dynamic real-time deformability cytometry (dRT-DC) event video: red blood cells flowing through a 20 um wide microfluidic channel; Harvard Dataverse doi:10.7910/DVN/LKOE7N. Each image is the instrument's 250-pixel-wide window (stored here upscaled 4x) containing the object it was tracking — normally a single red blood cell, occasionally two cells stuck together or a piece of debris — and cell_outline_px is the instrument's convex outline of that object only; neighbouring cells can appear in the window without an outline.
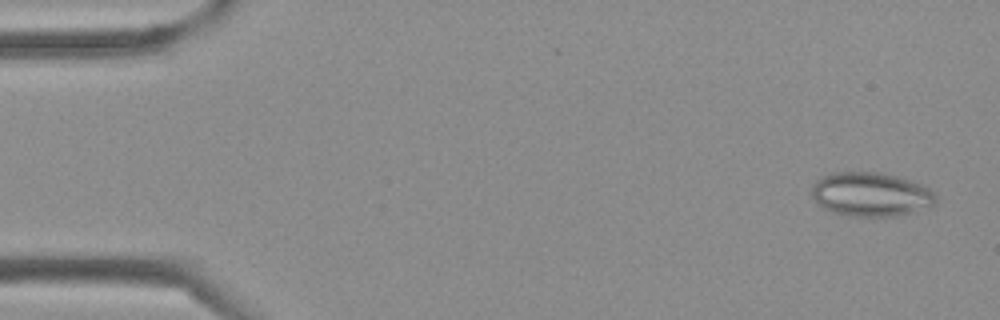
{"species": "Egyptian fruit bat (a non-hibernating species)", "species_latin": "Rousettus aegyptiacus", "temperature_condition": "cold", "stored_images_in_passage": 41, "camera_frame_rate_fps": 3000, "um_per_image_px": 0.085, "frame": {"image": 1, "passage_image": 2, "time_ms": 0.333, "image_size_px": [1000, 320], "cell_outline_px": [[936, 204], [932, 208], [896, 216], [852, 216], [832, 212], [824, 208], [812, 196], [812, 184], [816, 180], [832, 172], [880, 172], [912, 180], [936, 192]], "centroid_in_image_um": [74.08, 16.52], "position_along_channel_um": 10.9, "area_um2": 32.14}}
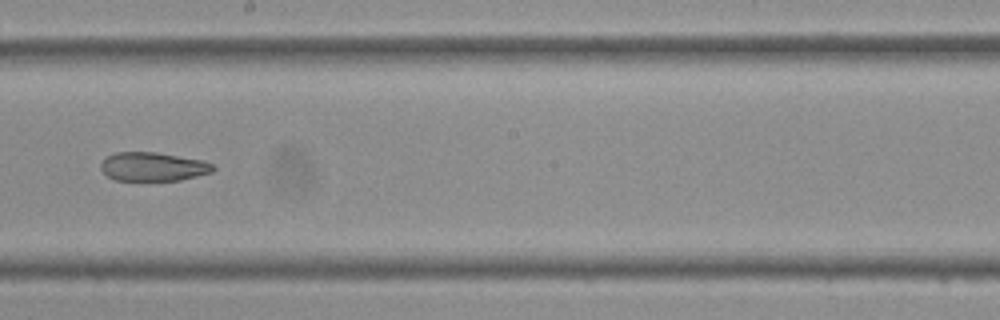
{"frame": {"image": 2, "passage_image": 23, "time_ms": 7.333, "image_size_px": [1000, 320], "cell_outline_px": [[216, 168], [212, 172], [180, 180], [116, 180], [108, 176], [100, 168], [100, 164], [108, 156], [116, 152], [156, 152], [204, 160], [212, 164]], "centroid_in_image_um": [13.03, 14.16], "position_along_channel_um": 235.2, "area_um2": 18.73}}
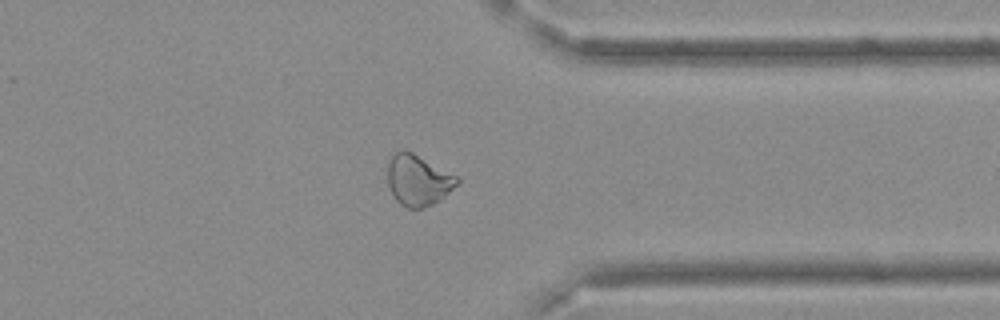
{"frame": {"image": 3, "passage_image": 32, "time_ms": 10.333, "image_size_px": [1000, 320], "cell_outline_px": [[460, 184], [440, 200], [424, 208], [408, 208], [400, 204], [396, 200], [388, 184], [388, 160], [400, 148], [404, 148], [412, 152], [456, 176], [460, 180]], "centroid_in_image_um": [35.54, 15.31], "position_along_channel_um": 375.9, "area_um2": 20.63}}